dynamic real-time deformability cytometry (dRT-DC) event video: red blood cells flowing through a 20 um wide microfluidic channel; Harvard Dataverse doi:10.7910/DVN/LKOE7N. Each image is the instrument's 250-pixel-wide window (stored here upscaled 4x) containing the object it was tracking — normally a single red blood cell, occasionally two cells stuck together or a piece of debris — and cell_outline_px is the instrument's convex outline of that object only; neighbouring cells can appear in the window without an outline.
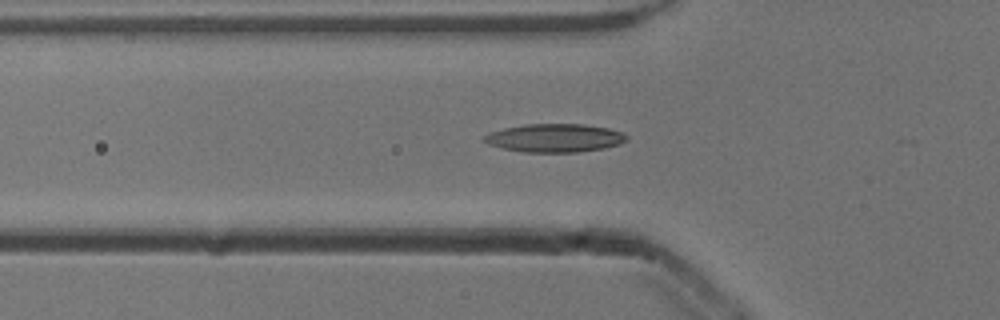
{"species": "common noctule bat (a hibernating species)", "species_latin": "Nyctalus noctula", "temperature_condition": "cold", "stored_images_in_passage": 40, "camera_frame_rate_fps": 3000, "um_per_image_px": 0.085, "animal": {"sex": "male", "body_mass_g": 13.3}, "frame": {"image": 1, "passage_image": 10, "time_ms": 3.0, "image_size_px": [1000, 320], "cell_outline_px": [[628, 140], [620, 144], [604, 148], [576, 152], [520, 152], [500, 148], [488, 144], [480, 140], [480, 136], [488, 132], [504, 128], [524, 124], [584, 124], [608, 128], [620, 132], [628, 136]], "centroid_in_image_um": [47.07, 11.73], "position_along_channel_um": 78.7, "area_um2": 23.87}}
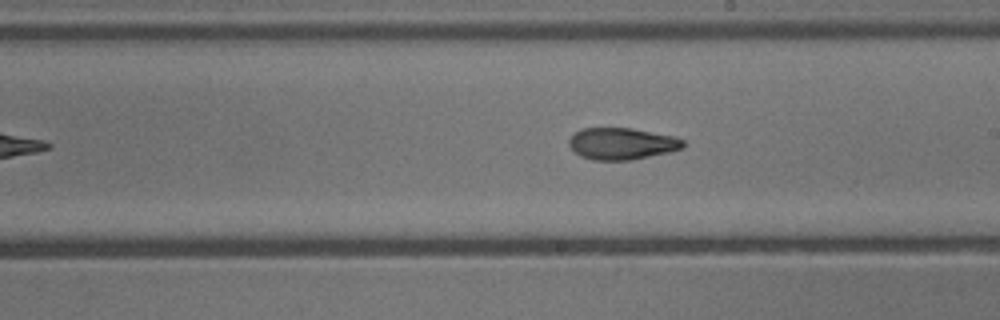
{"frame": {"image": 2, "passage_image": 22, "time_ms": 7.0, "image_size_px": [1000, 320], "cell_outline_px": [[684, 148], [668, 152], [632, 160], [592, 160], [580, 156], [568, 144], [568, 140], [572, 132], [580, 128], [632, 128], [672, 136], [684, 140]], "centroid_in_image_um": [52.81, 12.2], "position_along_channel_um": 236.2, "area_um2": 21.21}}
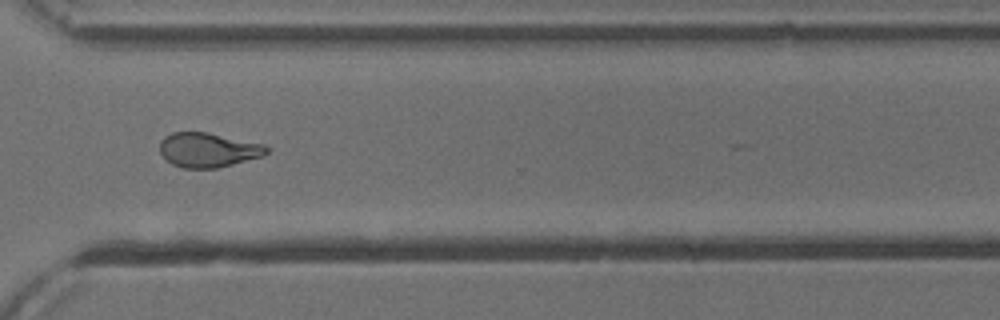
{"frame": {"image": 3, "passage_image": 31, "time_ms": 10.0, "image_size_px": [1000, 320], "cell_outline_px": [[268, 152], [264, 156], [216, 168], [184, 168], [172, 164], [160, 152], [160, 140], [164, 136], [172, 132], [204, 132], [264, 144], [268, 148]], "centroid_in_image_um": [17.68, 12.74], "position_along_channel_um": 352.9, "area_um2": 21.27}, "authors_computed_cell_mechanics": {"area_um2": 21.5016, "velocity_mm_per_s": 3.9005, "shape_relaxation_time_tau1_ms": 8.3499, "shape_relaxation_time_tau2_ms": 2.8193, "deformation_change_tau1": 0.2245, "deformation_change_tau2": 0.1109}}